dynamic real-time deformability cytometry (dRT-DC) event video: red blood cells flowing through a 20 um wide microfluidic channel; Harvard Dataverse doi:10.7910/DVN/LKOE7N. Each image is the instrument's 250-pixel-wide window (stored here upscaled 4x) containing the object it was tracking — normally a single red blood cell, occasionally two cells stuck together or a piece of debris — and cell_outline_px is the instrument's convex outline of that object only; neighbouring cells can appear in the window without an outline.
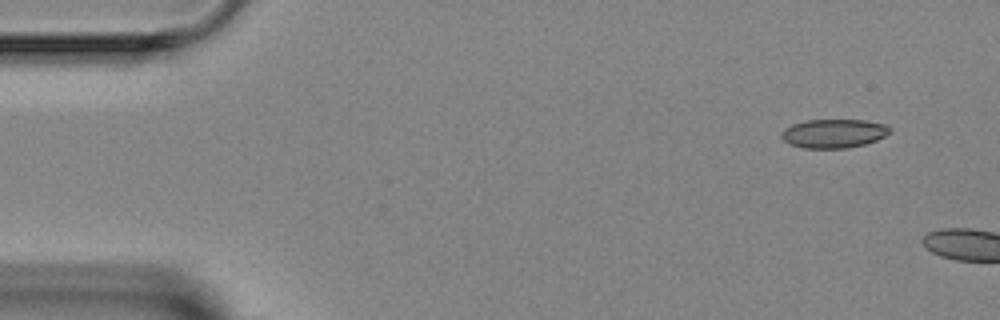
{"species": "Egyptian fruit bat (a non-hibernating species)", "species_latin": "Rousettus aegyptiacus", "temperature_condition": "room temperature", "stored_images_in_passage": 2, "camera_frame_rate_fps": 3000, "um_per_image_px": 0.085, "animal": {"sex": "female"}, "frame": {"image": 1, "passage_image": 1, "time_ms": 0.0, "image_size_px": [1000, 320], "cell_outline_px": [[892, 132], [876, 140], [864, 144], [848, 148], [804, 148], [788, 144], [780, 136], [780, 132], [784, 128], [792, 124], [808, 120], [864, 120], [888, 124], [892, 128]], "centroid_in_image_um": [70.87, 11.34], "position_along_channel_um": 14.1, "area_um2": 18.44}}